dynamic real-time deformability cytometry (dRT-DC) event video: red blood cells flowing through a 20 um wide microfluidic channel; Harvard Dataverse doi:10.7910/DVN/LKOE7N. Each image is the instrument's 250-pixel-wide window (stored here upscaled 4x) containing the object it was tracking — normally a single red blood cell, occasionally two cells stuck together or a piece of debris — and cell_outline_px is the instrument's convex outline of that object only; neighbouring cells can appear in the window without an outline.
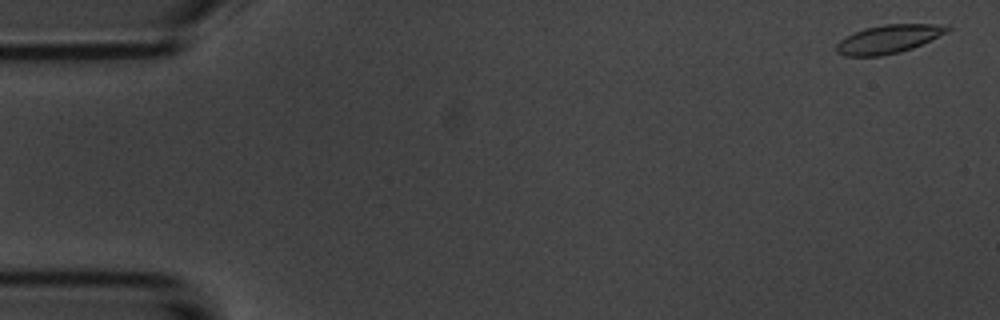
{"species": "common noctule bat (a hibernating species)", "species_latin": "Nyctalus noctula", "temperature_condition": "room temperature", "stored_images_in_passage": 5, "camera_frame_rate_fps": 3000, "um_per_image_px": 0.085, "animal": {"sex": "male", "body_mass_g": 20.1, "forearm_length_mm": 53.5}, "frame": {"image": 1, "passage_image": 1, "time_ms": 0.0, "image_size_px": [1000, 320], "cell_outline_px": [[952, 28], [948, 32], [912, 48], [900, 52], [880, 56], [844, 56], [836, 52], [836, 44], [840, 40], [864, 28], [884, 24], [948, 24]], "centroid_in_image_um": [75.55, 3.31], "position_along_channel_um": 9.4, "area_um2": 18.38}}
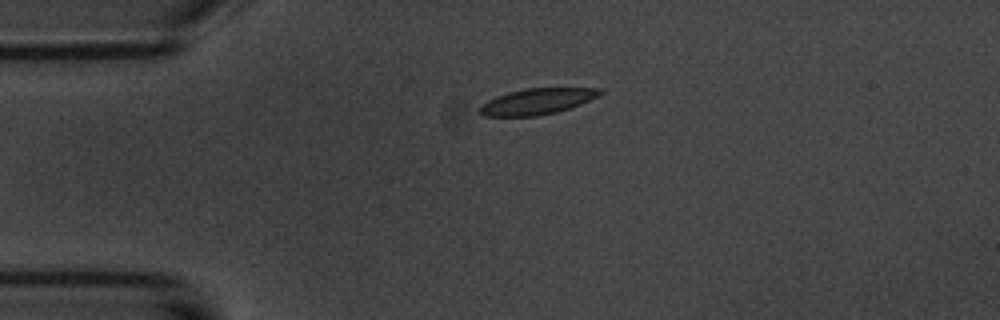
{"frame": {"image": 2, "passage_image": 4, "time_ms": 3.667, "image_size_px": [1000, 320], "cell_outline_px": [[604, 92], [600, 96], [580, 104], [556, 112], [536, 116], [484, 116], [476, 112], [480, 104], [496, 96], [508, 92], [524, 88], [604, 88]], "centroid_in_image_um": [45.63, 8.61], "position_along_channel_um": 39.4, "area_um2": 18.44}}